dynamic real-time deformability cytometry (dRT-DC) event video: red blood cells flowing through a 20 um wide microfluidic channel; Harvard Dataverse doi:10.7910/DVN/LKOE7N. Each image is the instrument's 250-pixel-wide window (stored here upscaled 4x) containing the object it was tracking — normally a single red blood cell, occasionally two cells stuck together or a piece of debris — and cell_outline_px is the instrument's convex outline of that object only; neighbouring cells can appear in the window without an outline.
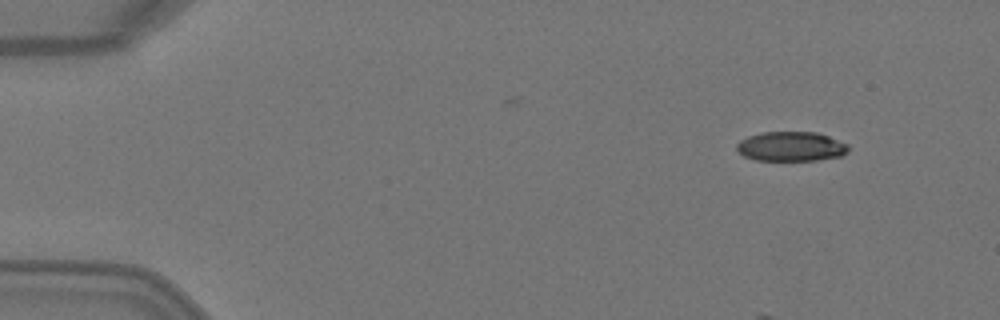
{"species": "Egyptian fruit bat (a non-hibernating species)", "species_latin": "Rousettus aegyptiacus", "temperature_condition": "warm", "stored_images_in_passage": 4, "camera_frame_rate_fps": 3000, "um_per_image_px": 0.085, "animal": {"sex": "female"}, "frame": {"image": 1, "passage_image": 1, "time_ms": 0.0, "image_size_px": [1000, 320], "cell_outline_px": [[848, 152], [840, 156], [816, 160], [756, 160], [744, 156], [736, 148], [736, 144], [740, 140], [748, 136], [760, 132], [816, 132], [828, 136], [848, 144]], "centroid_in_image_um": [67.23, 12.44], "position_along_channel_um": 17.8, "area_um2": 19.19}}